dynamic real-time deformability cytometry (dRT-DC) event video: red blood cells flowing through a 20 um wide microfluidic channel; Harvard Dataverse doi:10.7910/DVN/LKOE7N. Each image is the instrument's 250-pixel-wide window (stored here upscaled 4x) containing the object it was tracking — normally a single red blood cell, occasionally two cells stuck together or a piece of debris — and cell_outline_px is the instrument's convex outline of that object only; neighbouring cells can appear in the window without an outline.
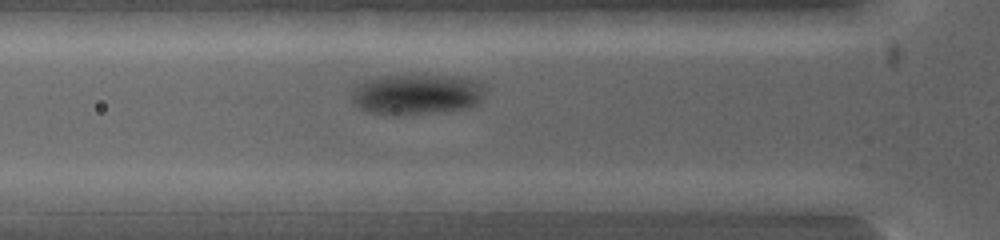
{"species": "common noctule bat (a hibernating species)", "species_latin": "Nyctalus noctula", "temperature_condition": "warm", "stored_images_in_passage": 6, "camera_frame_rate_fps": 5000, "um_per_image_px": 0.085, "animal": {"sex": "female", "body_mass_g": 19.0, "forearm_length_mm": 53.3}, "frame": {"image": 1, "passage_image": 4, "time_ms": 1.0, "image_size_px": [1000, 240], "cell_outline_px": [[480, 100], [476, 104], [468, 108], [416, 112], [372, 112], [360, 108], [352, 100], [352, 96], [360, 84], [364, 80], [388, 76], [456, 76], [480, 84]], "centroid_in_image_um": [35.38, 7.98], "position_along_channel_um": 90.4, "area_um2": 29.25}}